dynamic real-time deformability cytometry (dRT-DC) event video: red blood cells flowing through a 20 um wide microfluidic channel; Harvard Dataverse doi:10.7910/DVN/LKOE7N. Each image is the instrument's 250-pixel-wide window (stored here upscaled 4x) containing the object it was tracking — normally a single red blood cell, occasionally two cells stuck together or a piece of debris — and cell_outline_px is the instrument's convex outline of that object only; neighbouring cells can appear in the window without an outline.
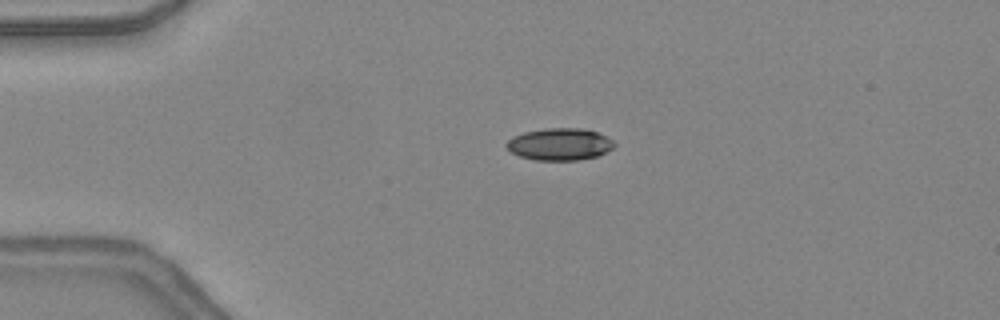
{"species": "common noctule bat (a hibernating species)", "species_latin": "Nyctalus noctula", "temperature_condition": "warm", "stored_images_in_passage": 43, "camera_frame_rate_fps": 3000, "um_per_image_px": 0.085, "animal": {"sex": "female", "body_mass_g": 24.6, "forearm_length_mm": 56.2}, "frame": {"image": 1, "passage_image": 7, "time_ms": 2.0, "image_size_px": [1000, 320], "cell_outline_px": [[616, 144], [612, 148], [596, 156], [576, 160], [536, 160], [520, 156], [512, 152], [504, 144], [512, 136], [524, 132], [544, 128], [584, 128], [608, 136]], "centroid_in_image_um": [47.56, 12.24], "position_along_channel_um": 37.4, "area_um2": 20.11}}
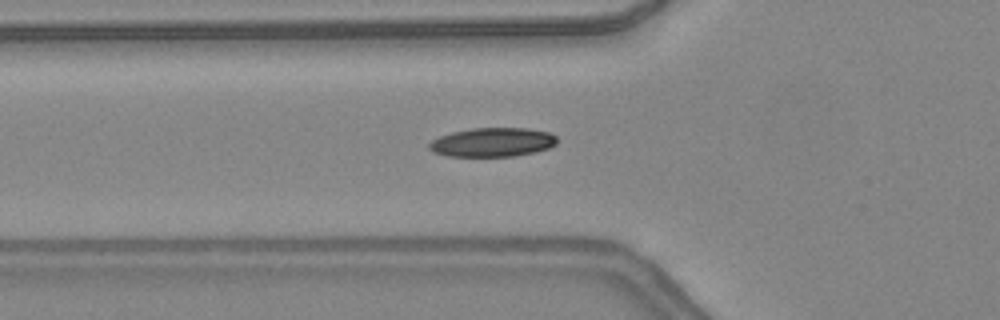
{"frame": {"image": 2, "passage_image": 13, "time_ms": 4.0, "image_size_px": [1000, 320], "cell_outline_px": [[556, 144], [548, 148], [536, 152], [516, 156], [448, 156], [432, 152], [428, 148], [428, 144], [432, 140], [440, 136], [452, 132], [472, 128], [528, 128], [548, 132], [556, 136]], "centroid_in_image_um": [41.85, 12.09], "position_along_channel_um": 83.9, "area_um2": 21.68}, "authors_computed_cell_mechanics": {"area_um2": 20.4034, "velocity_mm_per_s": 4.3697, "shape_relaxation_time_tau1_ms": null, "shape_relaxation_time_tau2_ms": 1.4695, "deformation_change_tau1": null, "deformation_change_tau2": 0.0592}}